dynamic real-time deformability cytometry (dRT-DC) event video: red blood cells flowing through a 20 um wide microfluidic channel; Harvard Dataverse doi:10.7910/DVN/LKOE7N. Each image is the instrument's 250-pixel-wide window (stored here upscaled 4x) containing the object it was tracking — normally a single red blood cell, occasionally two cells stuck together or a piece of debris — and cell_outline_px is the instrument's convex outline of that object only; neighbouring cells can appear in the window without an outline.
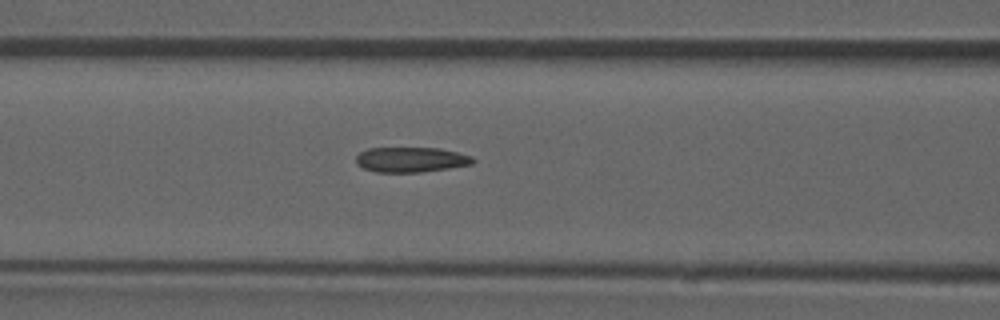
{"species": "common noctule bat (a hibernating species)", "species_latin": "Nyctalus noctula", "temperature_condition": "room temperature", "stored_images_in_passage": 50, "camera_frame_rate_fps": 3000, "um_per_image_px": 0.085, "animal": {"sex": "male", "forearm_length_mm": 52.5}, "frame": {"image": 1, "passage_image": 22, "time_ms": 7.0, "image_size_px": [1000, 320], "cell_outline_px": [[476, 160], [472, 164], [448, 168], [420, 172], [376, 172], [364, 168], [356, 164], [356, 156], [360, 152], [368, 148], [440, 148], [472, 156]], "centroid_in_image_um": [34.92, 13.56], "position_along_channel_um": 131.7, "area_um2": 17.05}}